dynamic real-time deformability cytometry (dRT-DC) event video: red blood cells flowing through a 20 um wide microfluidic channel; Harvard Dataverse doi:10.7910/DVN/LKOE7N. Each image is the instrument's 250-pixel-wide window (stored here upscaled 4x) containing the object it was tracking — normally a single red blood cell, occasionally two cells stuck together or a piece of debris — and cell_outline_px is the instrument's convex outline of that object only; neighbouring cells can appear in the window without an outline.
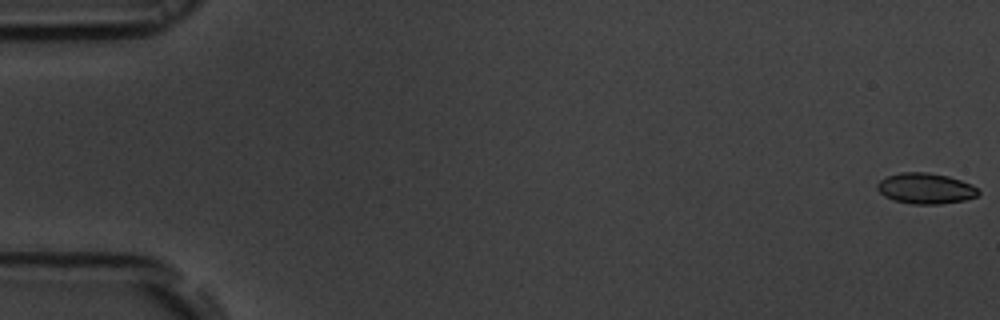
{"species": "common noctule bat (a hibernating species)", "species_latin": "Nyctalus noctula", "temperature_condition": "room temperature", "stored_images_in_passage": 54, "camera_frame_rate_fps": 3000, "um_per_image_px": 0.085, "animal": {"sex": "male", "body_mass_g": 19.5, "forearm_length_mm": 54.6}, "frame": {"image": 1, "passage_image": 1, "time_ms": 0.0, "image_size_px": [1000, 320], "cell_outline_px": [[980, 192], [976, 196], [964, 200], [940, 204], [912, 204], [892, 200], [884, 196], [876, 188], [876, 184], [880, 180], [888, 176], [900, 172], [928, 172], [948, 176], [972, 184]], "centroid_in_image_um": [78.65, 16.01], "position_along_channel_um": 6.4, "area_um2": 18.15}}
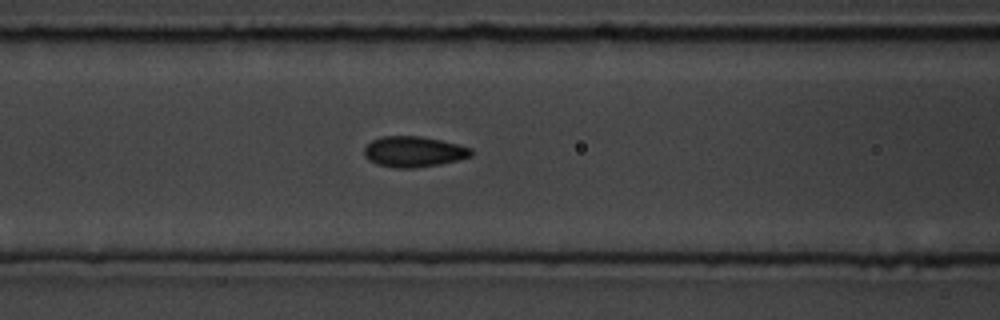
{"frame": {"image": 2, "passage_image": 23, "time_ms": 7.333, "image_size_px": [1000, 320], "cell_outline_px": [[472, 156], [440, 164], [416, 168], [392, 168], [376, 164], [368, 160], [364, 156], [364, 148], [372, 140], [380, 136], [420, 136], [440, 140], [472, 148]], "centroid_in_image_um": [35.12, 12.9], "position_along_channel_um": 131.5, "area_um2": 19.19}}
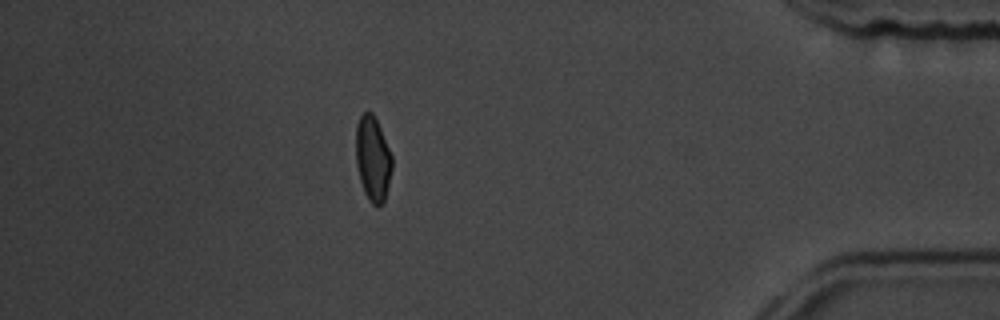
{"frame": {"image": 3, "passage_image": 48, "time_ms": 15.667, "image_size_px": [1000, 320], "cell_outline_px": [[392, 168], [384, 200], [380, 204], [372, 204], [368, 200], [364, 192], [360, 180], [356, 164], [356, 124], [360, 116], [364, 112], [372, 112], [380, 128], [392, 156]], "centroid_in_image_um": [31.67, 13.47], "position_along_channel_um": 403.5, "area_um2": 17.63}, "authors_computed_cell_mechanics": {"area_um2": 18.4093, "velocity_mm_per_s": 3.7921, "shape_relaxation_time_tau1_ms": 3.7436, "shape_relaxation_time_tau2_ms": 0.9709, "deformation_change_tau1": 0.0986, "deformation_change_tau2": 0.0514}}